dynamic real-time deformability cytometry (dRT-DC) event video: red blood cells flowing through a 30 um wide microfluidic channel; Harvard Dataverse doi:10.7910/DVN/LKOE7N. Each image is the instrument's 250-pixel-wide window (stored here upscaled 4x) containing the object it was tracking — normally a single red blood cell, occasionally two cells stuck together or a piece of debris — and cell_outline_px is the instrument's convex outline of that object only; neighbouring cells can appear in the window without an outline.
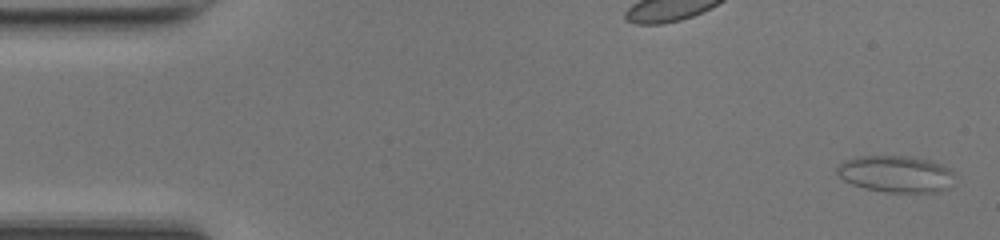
{"species": "common noctule bat (a hibernating species)", "species_latin": "Nyctalus noctula", "temperature_condition": "room temperature", "stored_images_in_passage": 5, "camera_frame_rate_fps": 3000, "um_per_image_px": 0.085, "animal": {"sex": "female", "body_mass_g": 17.0, "forearm_length_mm": 48.0}, "frame": {"image": 1, "passage_image": 1, "time_ms": 0.0, "image_size_px": [1000, 240], "cell_outline_px": [[952, 172], [948, 188], [940, 192], [884, 192], [864, 188], [852, 184], [844, 180], [836, 172], [836, 168], [844, 160], [860, 156], [912, 156], [928, 160], [940, 164], [948, 168]], "centroid_in_image_um": [76.1, 14.79], "position_along_channel_um": 8.9, "area_um2": 24.97}}